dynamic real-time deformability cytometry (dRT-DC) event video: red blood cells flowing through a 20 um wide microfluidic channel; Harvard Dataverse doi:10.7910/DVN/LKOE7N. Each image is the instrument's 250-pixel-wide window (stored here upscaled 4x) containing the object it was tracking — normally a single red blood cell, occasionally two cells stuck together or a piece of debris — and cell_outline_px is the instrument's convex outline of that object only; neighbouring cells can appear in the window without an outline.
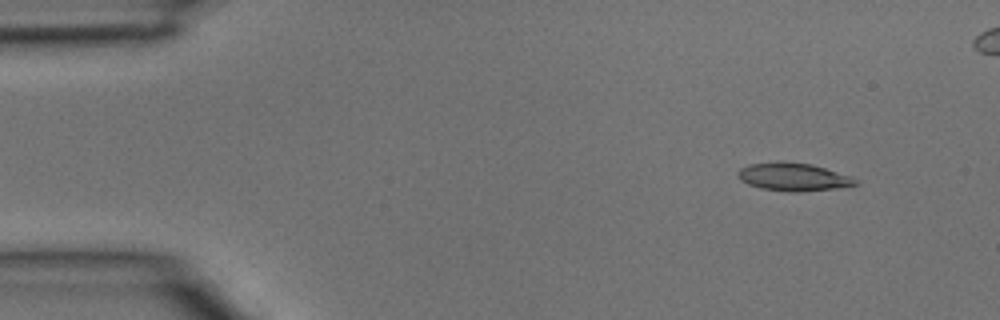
{"species": "common noctule bat (a hibernating species)", "species_latin": "Nyctalus noctula", "temperature_condition": "room temperature", "stored_images_in_passage": 4, "camera_frame_rate_fps": 3000, "um_per_image_px": 0.085, "animal": {"sex": "male", "body_mass_g": 15.6}, "frame": {"image": 1, "passage_image": 1, "time_ms": 0.0, "image_size_px": [1000, 320], "cell_outline_px": [[860, 184], [836, 188], [796, 192], [792, 192], [760, 188], [748, 184], [740, 180], [736, 176], [736, 172], [740, 168], [748, 164], [812, 164], [852, 176]], "centroid_in_image_um": [67.45, 15.07], "position_along_channel_um": 17.6, "area_um2": 18.55}}